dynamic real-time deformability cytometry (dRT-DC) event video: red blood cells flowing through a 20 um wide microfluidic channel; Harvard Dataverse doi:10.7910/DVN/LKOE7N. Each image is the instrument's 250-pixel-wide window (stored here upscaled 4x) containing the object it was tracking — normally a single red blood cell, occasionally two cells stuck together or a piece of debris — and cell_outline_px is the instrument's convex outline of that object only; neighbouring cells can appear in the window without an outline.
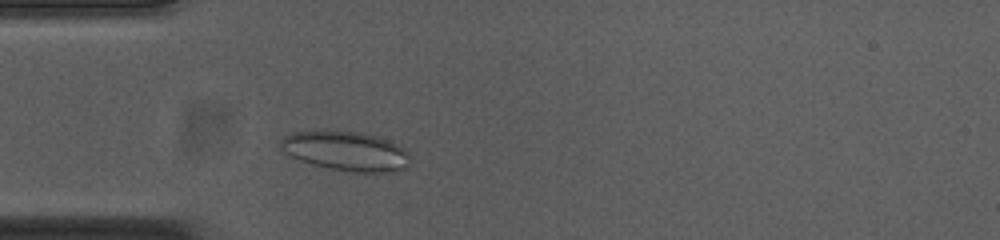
{"species": "common noctule bat (a hibernating species)", "species_latin": "Nyctalus noctula", "temperature_condition": "cold", "stored_images_in_passage": 37, "camera_frame_rate_fps": 3000, "um_per_image_px": 0.085, "animal": {"sex": "female", "body_mass_g": 23.0, "forearm_length_mm": 53.4}, "frame": {"image": 1, "passage_image": 7, "time_ms": 2.0, "image_size_px": [1000, 240], "cell_outline_px": [[408, 164], [404, 168], [396, 172], [356, 172], [332, 168], [312, 164], [300, 160], [284, 152], [280, 148], [280, 140], [284, 136], [292, 132], [360, 132], [376, 136], [388, 140], [404, 148], [408, 152]], "centroid_in_image_um": [29.41, 12.85], "position_along_channel_um": 55.6, "area_um2": 29.19}}
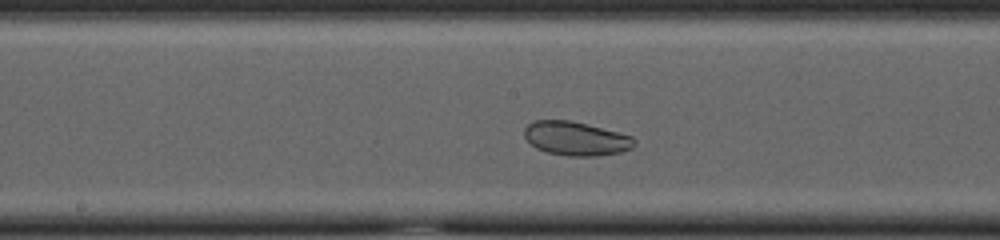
{"frame": {"image": 2, "passage_image": 19, "time_ms": 6.0, "image_size_px": [1000, 240], "cell_outline_px": [[636, 144], [632, 148], [620, 152], [596, 156], [568, 156], [548, 152], [536, 148], [524, 136], [524, 128], [528, 124], [536, 120], [568, 120], [632, 136], [636, 140]], "centroid_in_image_um": [48.95, 11.78], "position_along_channel_um": 199.3, "area_um2": 21.44}}
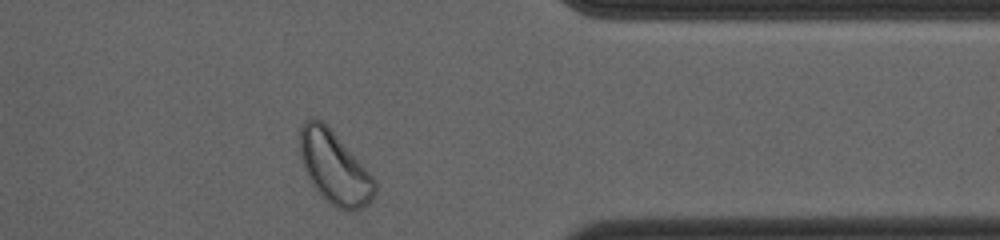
{"frame": {"image": 3, "passage_image": 35, "time_ms": 11.333, "image_size_px": [1000, 240], "cell_outline_px": [[376, 192], [372, 200], [364, 208], [352, 212], [348, 212], [336, 208], [324, 200], [312, 184], [300, 160], [300, 128], [304, 120], [312, 116], [316, 116], [328, 124], [376, 180]], "centroid_in_image_um": [28.43, 14.24], "position_along_channel_um": 383.0, "area_um2": 32.37}, "authors_computed_cell_mechanics": {"area_um2": 24.9696, "velocity_mm_per_s": 3.7103, "shape_relaxation_time_tau1_ms": null, "shape_relaxation_time_tau2_ms": 4.932, "deformation_change_tau1": null, "deformation_change_tau2": 0.0898}}